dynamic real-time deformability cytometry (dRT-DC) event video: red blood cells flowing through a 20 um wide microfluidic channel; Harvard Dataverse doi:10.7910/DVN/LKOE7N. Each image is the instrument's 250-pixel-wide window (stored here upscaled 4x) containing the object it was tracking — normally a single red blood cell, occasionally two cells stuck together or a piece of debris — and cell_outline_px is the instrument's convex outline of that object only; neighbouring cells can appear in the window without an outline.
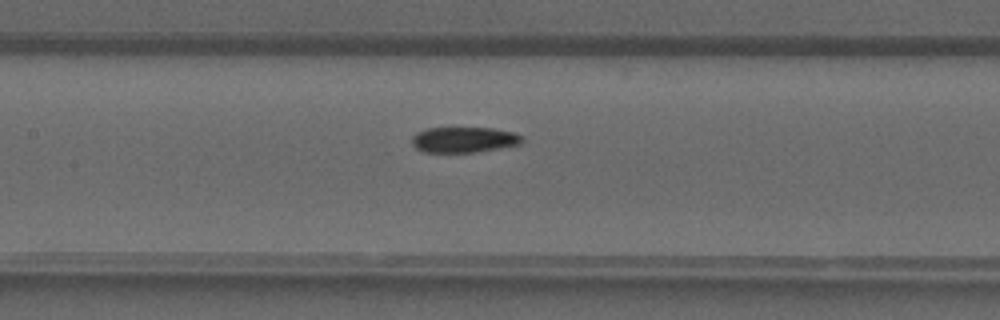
{"species": "common noctule bat (a hibernating species)", "species_latin": "Nyctalus noctula", "temperature_condition": "warm", "stored_images_in_passage": 35, "camera_frame_rate_fps": 3000, "um_per_image_px": 0.085, "animal": {"sex": "male", "forearm_length_mm": 52.5}, "frame": {"image": 1, "passage_image": 14, "time_ms": 4.333, "image_size_px": [1000, 320], "cell_outline_px": [[524, 140], [520, 144], [500, 148], [476, 152], [424, 152], [416, 148], [412, 144], [412, 136], [416, 132], [428, 128], [492, 128], [512, 132], [524, 136]], "centroid_in_image_um": [39.44, 11.87], "position_along_channel_um": 168.0, "area_um2": 16.47}}
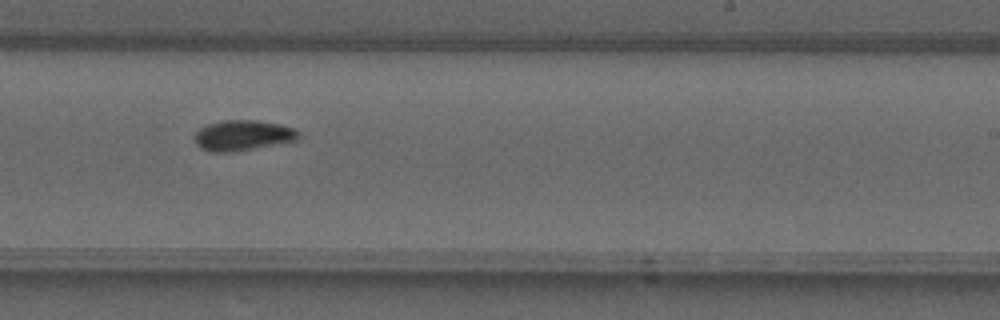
{"frame": {"image": 2, "passage_image": 20, "time_ms": 6.333, "image_size_px": [1000, 320], "cell_outline_px": [[300, 136], [296, 140], [232, 152], [212, 152], [200, 148], [196, 144], [196, 132], [200, 128], [208, 124], [224, 120], [256, 120], [276, 124], [292, 128], [300, 132]], "centroid_in_image_um": [20.61, 11.51], "position_along_channel_um": 268.4, "area_um2": 18.09}}
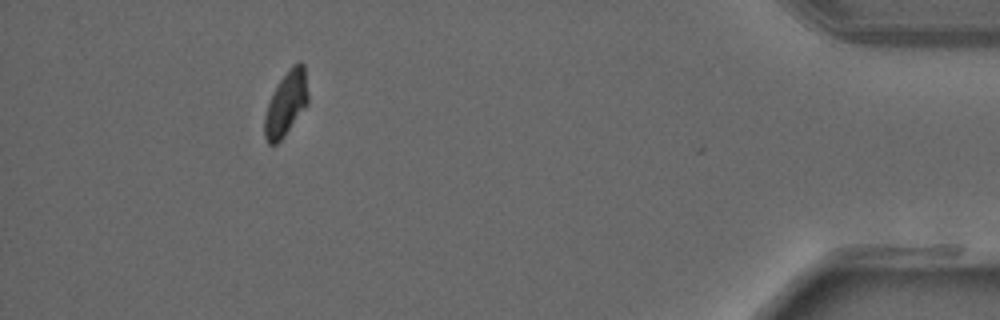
{"frame": {"image": 3, "passage_image": 32, "time_ms": 10.333, "image_size_px": [1000, 320], "cell_outline_px": [[308, 104], [284, 136], [276, 144], [268, 144], [264, 136], [264, 116], [268, 104], [280, 80], [288, 68], [292, 64], [300, 60], [304, 64], [308, 92]], "centroid_in_image_um": [24.33, 8.78], "position_along_channel_um": 410.9, "area_um2": 16.3}}